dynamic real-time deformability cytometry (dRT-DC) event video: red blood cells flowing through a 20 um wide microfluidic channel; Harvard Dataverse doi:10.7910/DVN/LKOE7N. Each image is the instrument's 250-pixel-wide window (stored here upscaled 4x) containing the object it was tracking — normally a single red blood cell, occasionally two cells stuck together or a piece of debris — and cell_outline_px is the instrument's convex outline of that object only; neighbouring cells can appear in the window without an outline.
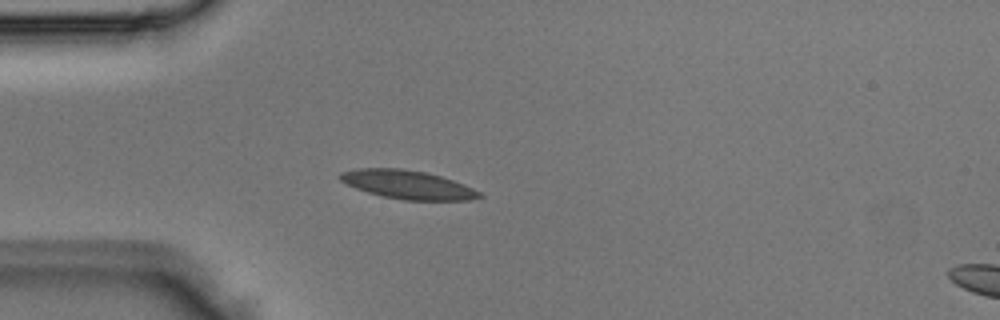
{"species": "Egyptian fruit bat (a non-hibernating species)", "species_latin": "Rousettus aegyptiacus", "temperature_condition": "room temperature", "stored_images_in_passage": 2, "camera_frame_rate_fps": 3000, "um_per_image_px": 0.085, "animal": {"sex": "male"}, "frame": {"image": 1, "passage_image": 2, "time_ms": 0.333, "image_size_px": [1000, 320], "cell_outline_px": [[484, 196], [468, 200], [404, 200], [384, 196], [368, 192], [356, 188], [340, 180], [336, 176], [340, 172], [360, 168], [400, 168], [428, 172], [464, 184], [480, 192]], "centroid_in_image_um": [34.64, 15.68], "position_along_channel_um": 50.4, "area_um2": 23.12}}